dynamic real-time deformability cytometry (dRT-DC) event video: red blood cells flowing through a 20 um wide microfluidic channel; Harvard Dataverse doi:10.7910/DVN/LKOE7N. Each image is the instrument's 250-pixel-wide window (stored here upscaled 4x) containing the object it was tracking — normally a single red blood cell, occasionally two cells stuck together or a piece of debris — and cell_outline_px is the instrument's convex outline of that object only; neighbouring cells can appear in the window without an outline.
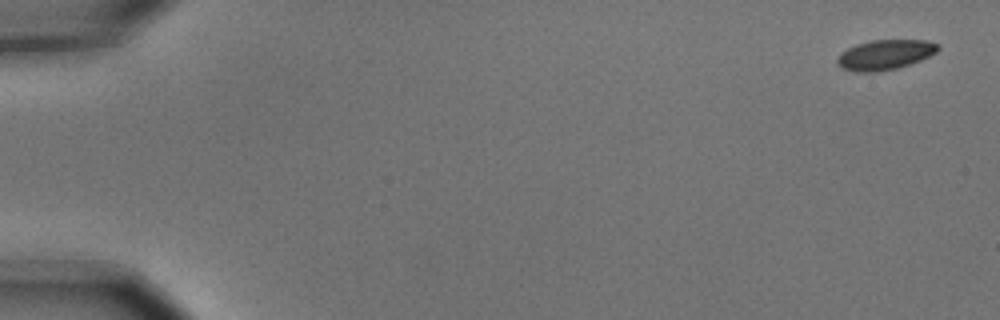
{"species": "common noctule bat (a hibernating species)", "species_latin": "Nyctalus noctula", "temperature_condition": "cold", "stored_images_in_passage": 15, "camera_frame_rate_fps": 3000, "um_per_image_px": 0.085, "animal": {"sex": "male", "body_mass_g": 15.6}, "frame": {"image": 1, "passage_image": 1, "time_ms": 0.0, "image_size_px": [1000, 320], "cell_outline_px": [[940, 48], [936, 52], [920, 60], [896, 68], [872, 72], [856, 72], [840, 68], [836, 64], [836, 60], [840, 52], [856, 44], [872, 40], [928, 40], [940, 44]], "centroid_in_image_um": [75.19, 4.64], "position_along_channel_um": 9.8, "area_um2": 17.63}}
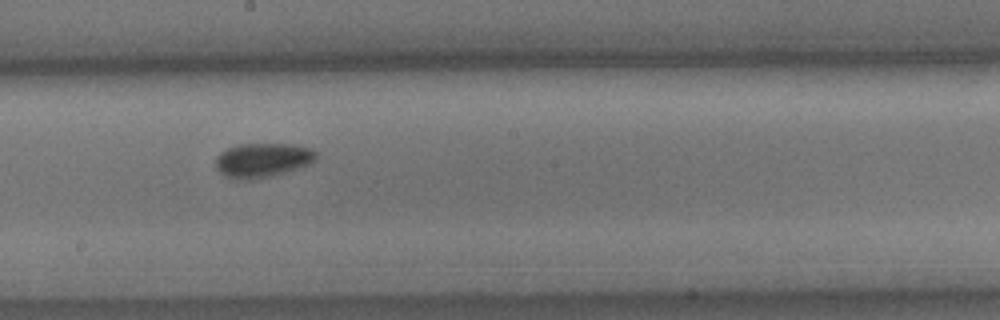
{"frame": {"image": 2, "passage_image": 9, "time_ms": 2.667, "image_size_px": [1000, 320], "cell_outline_px": [[316, 160], [308, 164], [272, 176], [248, 180], [236, 180], [220, 172], [216, 168], [216, 156], [220, 152], [236, 144], [284, 144], [308, 148], [316, 152]], "centroid_in_image_um": [22.26, 13.61], "position_along_channel_um": 225.9, "area_um2": 19.83}}
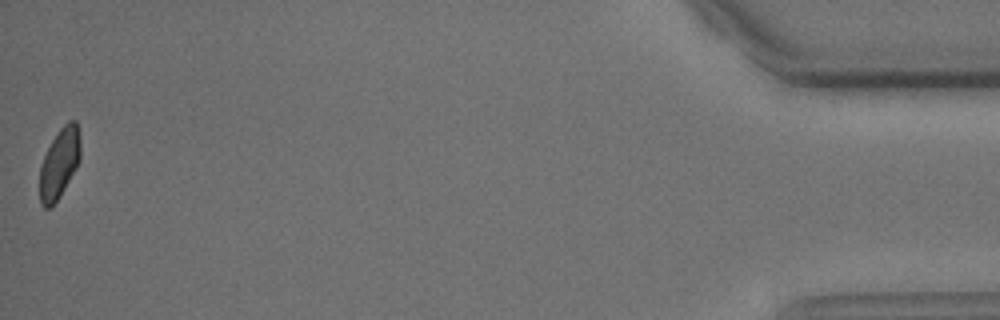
{"frame": {"image": 3, "passage_image": 15, "time_ms": 4.667, "image_size_px": [1000, 320], "cell_outline_px": [[80, 160], [60, 196], [52, 208], [44, 208], [40, 204], [40, 168], [44, 156], [52, 140], [60, 128], [68, 120], [76, 120], [80, 140]], "centroid_in_image_um": [5.05, 13.9], "position_along_channel_um": 430.2, "area_um2": 16.53}}